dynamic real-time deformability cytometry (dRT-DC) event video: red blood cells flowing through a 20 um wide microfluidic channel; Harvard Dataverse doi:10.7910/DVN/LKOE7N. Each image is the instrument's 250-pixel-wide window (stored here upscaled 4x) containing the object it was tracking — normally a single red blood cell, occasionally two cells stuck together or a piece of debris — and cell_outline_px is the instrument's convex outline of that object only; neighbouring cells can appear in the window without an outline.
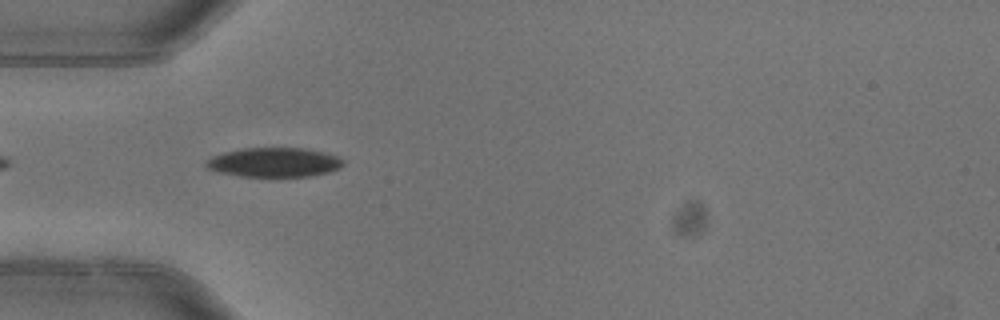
{"species": "common noctule bat (a hibernating species)", "species_latin": "Nyctalus noctula", "temperature_condition": "warm", "stored_images_in_passage": 7, "camera_frame_rate_fps": 3000, "um_per_image_px": 0.085, "animal": {"sex": "female"}, "frame": {"image": 1, "passage_image": 5, "time_ms": 1.333, "image_size_px": [1000, 320], "cell_outline_px": [[344, 164], [340, 168], [328, 172], [312, 176], [240, 176], [220, 172], [208, 168], [204, 164], [212, 156], [224, 152], [244, 148], [304, 148], [324, 152], [340, 156], [344, 160]], "centroid_in_image_um": [23.35, 13.79], "position_along_channel_um": 61.6, "area_um2": 23.41}}
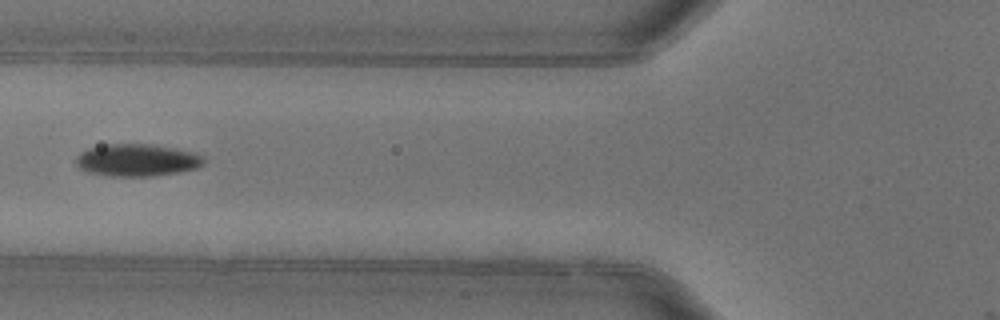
{"frame": {"image": 2, "passage_image": 6, "time_ms": 1.667, "image_size_px": [1000, 320], "cell_outline_px": [[204, 164], [196, 168], [180, 172], [152, 176], [108, 176], [88, 172], [80, 168], [76, 164], [76, 156], [80, 152], [88, 148], [104, 144], [156, 144], [196, 152], [204, 156]], "centroid_in_image_um": [11.67, 13.6], "position_along_channel_um": 114.1, "area_um2": 24.39}}